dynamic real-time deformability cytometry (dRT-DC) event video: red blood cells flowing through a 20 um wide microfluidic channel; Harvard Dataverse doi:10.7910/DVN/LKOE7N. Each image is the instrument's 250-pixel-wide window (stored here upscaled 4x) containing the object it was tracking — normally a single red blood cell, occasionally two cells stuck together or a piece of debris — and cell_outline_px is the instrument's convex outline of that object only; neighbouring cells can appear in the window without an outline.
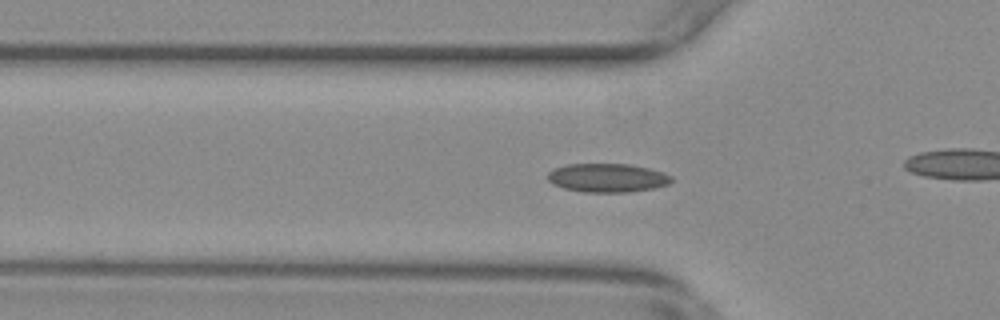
{"species": "common noctule bat (a hibernating species)", "species_latin": "Nyctalus noctula", "temperature_condition": "warm", "stored_images_in_passage": 57, "camera_frame_rate_fps": 3000, "um_per_image_px": 0.085, "animal": {"sex": "female", "body_mass_g": 29.2, "forearm_length_mm": 56.3}, "frame": {"image": 1, "passage_image": 19, "time_ms": 6.0, "image_size_px": [1000, 320], "cell_outline_px": [[672, 180], [668, 184], [656, 188], [628, 192], [584, 192], [564, 188], [552, 184], [548, 180], [548, 172], [552, 168], [568, 164], [628, 164], [648, 168], [664, 172], [672, 176]], "centroid_in_image_um": [51.62, 15.11], "position_along_channel_um": 74.2, "area_um2": 20.81}}
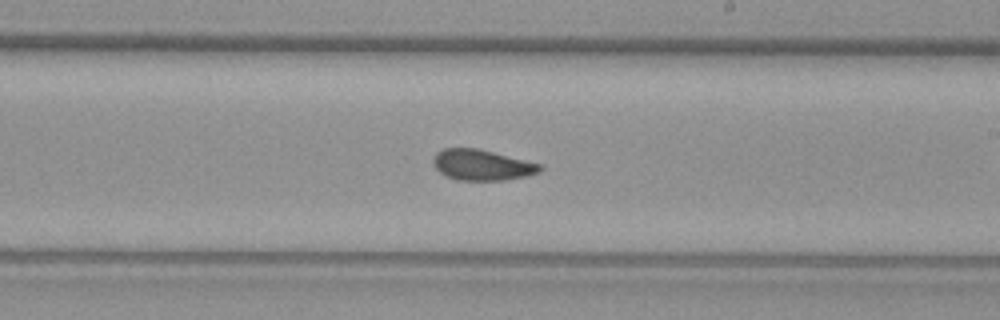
{"frame": {"image": 2, "passage_image": 33, "time_ms": 10.667, "image_size_px": [1000, 320], "cell_outline_px": [[544, 168], [540, 172], [524, 176], [504, 180], [456, 180], [444, 176], [432, 164], [432, 156], [436, 152], [444, 148], [476, 148], [540, 164]], "centroid_in_image_um": [40.9, 14.03], "position_along_channel_um": 248.1, "area_um2": 19.07}}
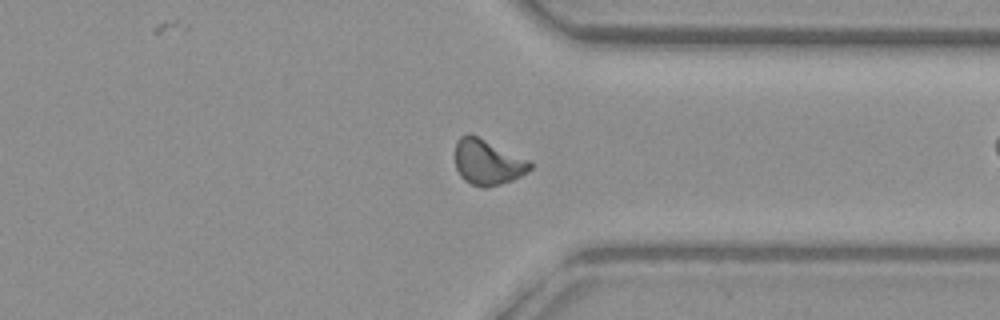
{"frame": {"image": 3, "passage_image": 43, "time_ms": 14.0, "image_size_px": [1000, 320], "cell_outline_px": [[532, 168], [520, 176], [512, 180], [488, 188], [484, 188], [472, 184], [464, 180], [460, 176], [456, 168], [456, 140], [460, 136], [468, 132], [528, 160], [532, 164]], "centroid_in_image_um": [41.41, 13.79], "position_along_channel_um": 370.0, "area_um2": 19.59}, "authors_computed_cell_mechanics": {"area_um2": 19.1896, "velocity_mm_per_s": 3.7195, "shape_relaxation_time_tau1_ms": null, "shape_relaxation_time_tau2_ms": 1.6492, "deformation_change_tau1": null, "deformation_change_tau2": 0.0701}}